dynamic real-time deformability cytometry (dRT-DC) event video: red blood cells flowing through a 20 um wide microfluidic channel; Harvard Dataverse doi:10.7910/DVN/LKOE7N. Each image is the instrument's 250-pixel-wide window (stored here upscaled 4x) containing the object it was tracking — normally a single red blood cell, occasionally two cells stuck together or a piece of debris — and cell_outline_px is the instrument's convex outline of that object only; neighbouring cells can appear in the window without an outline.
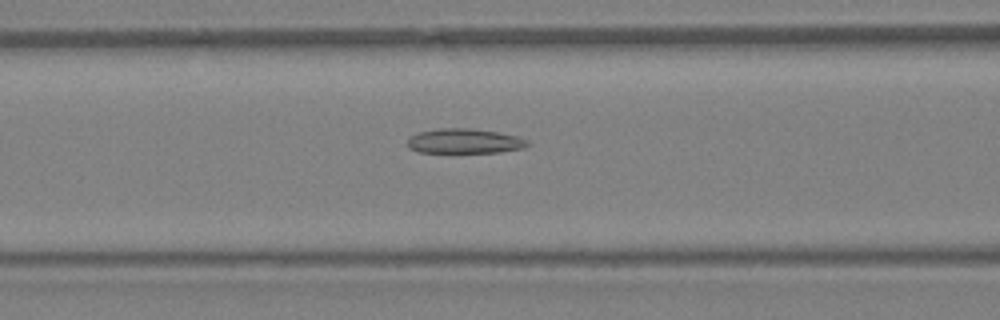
{"species": "Egyptian fruit bat (a non-hibernating species)", "species_latin": "Rousettus aegyptiacus", "temperature_condition": "warm", "stored_images_in_passage": 43, "camera_frame_rate_fps": 3000, "um_per_image_px": 0.085, "animal": {"sex": "female"}, "frame": {"image": 1, "passage_image": 18, "time_ms": 5.667, "image_size_px": [1000, 320], "cell_outline_px": [[532, 144], [524, 148], [500, 152], [416, 152], [408, 148], [408, 140], [412, 136], [420, 132], [440, 128], [468, 128], [500, 132], [516, 136], [528, 140]], "centroid_in_image_um": [39.53, 11.99], "position_along_channel_um": 127.1, "area_um2": 17.34}}
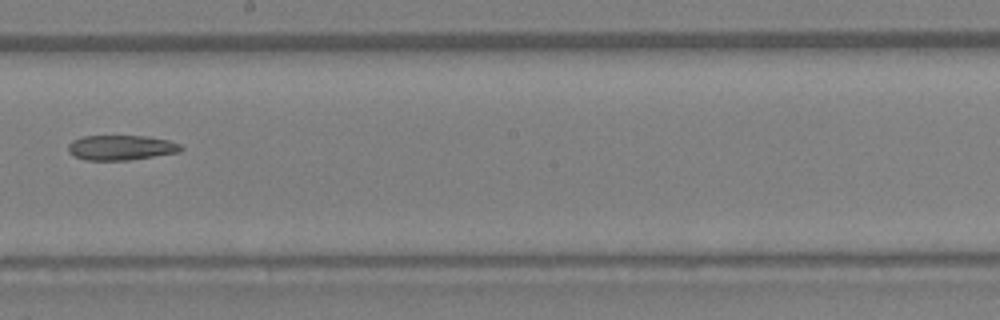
{"frame": {"image": 2, "passage_image": 25, "time_ms": 8.0, "image_size_px": [1000, 320], "cell_outline_px": [[184, 148], [180, 152], [128, 160], [84, 160], [72, 156], [68, 152], [68, 144], [72, 140], [84, 136], [148, 136], [168, 140], [180, 144]], "centroid_in_image_um": [10.27, 12.55], "position_along_channel_um": 237.9, "area_um2": 16.53}}
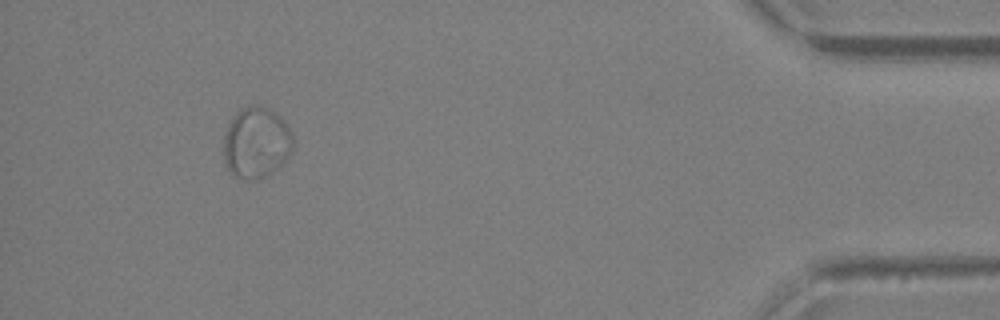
{"frame": {"image": 3, "passage_image": 40, "time_ms": 13.0, "image_size_px": [1000, 320], "cell_outline_px": [[292, 148], [288, 156], [268, 176], [256, 180], [232, 176], [224, 160], [224, 136], [232, 120], [244, 108], [268, 108], [276, 112], [284, 120], [292, 132]], "centroid_in_image_um": [21.8, 12.18], "position_along_channel_um": 413.4, "area_um2": 28.03}}